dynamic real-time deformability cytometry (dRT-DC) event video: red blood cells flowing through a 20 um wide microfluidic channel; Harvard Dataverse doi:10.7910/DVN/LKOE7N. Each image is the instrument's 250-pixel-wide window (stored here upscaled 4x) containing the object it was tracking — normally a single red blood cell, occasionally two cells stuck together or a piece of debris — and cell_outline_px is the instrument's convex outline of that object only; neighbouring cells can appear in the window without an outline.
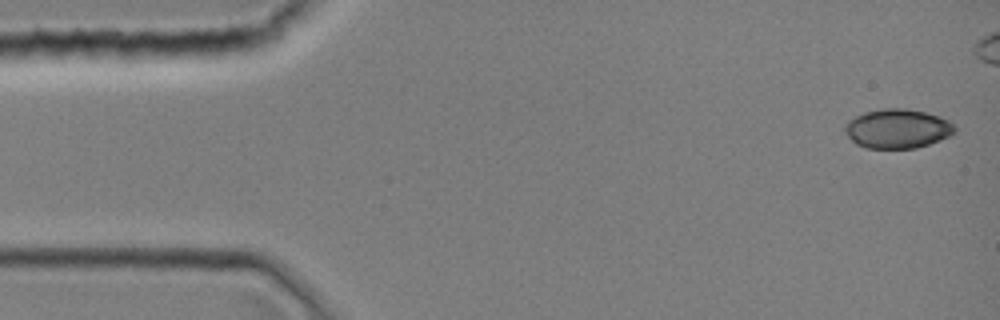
{"species": "common noctule bat (a hibernating species)", "species_latin": "Nyctalus noctula", "temperature_condition": "room temperature", "stored_images_in_passage": 35, "camera_frame_rate_fps": 3000, "um_per_image_px": 0.085, "animal": {"sex": "female", "body_mass_g": 19.0, "forearm_length_mm": 51.5}, "frame": {"image": 1, "passage_image": 1, "time_ms": 0.0, "image_size_px": [1000, 320], "cell_outline_px": [[956, 132], [940, 140], [916, 148], [864, 148], [856, 144], [844, 132], [844, 124], [848, 120], [864, 112], [884, 108], [904, 108], [924, 112], [940, 116], [948, 120], [956, 128]], "centroid_in_image_um": [76.26, 10.93], "position_along_channel_um": 8.7, "area_um2": 25.2}}
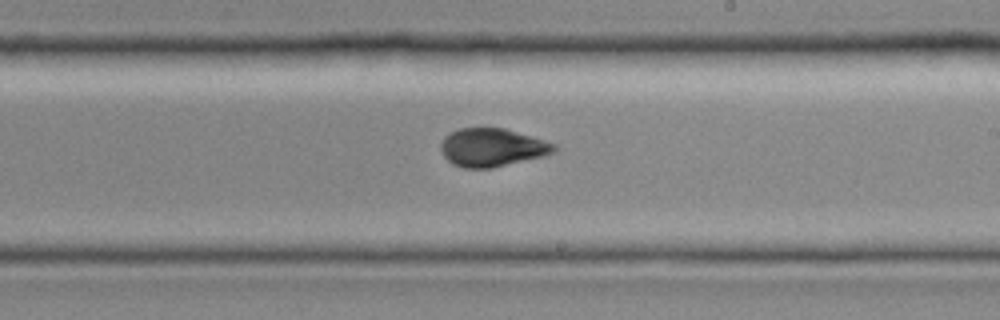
{"frame": {"image": 2, "passage_image": 23, "time_ms": 7.333, "image_size_px": [1000, 320], "cell_outline_px": [[560, 148], [544, 156], [492, 168], [464, 168], [452, 164], [444, 156], [440, 148], [440, 144], [444, 136], [448, 132], [460, 128], [504, 128], [556, 144]], "centroid_in_image_um": [41.8, 12.54], "position_along_channel_um": 247.2, "area_um2": 25.26}}
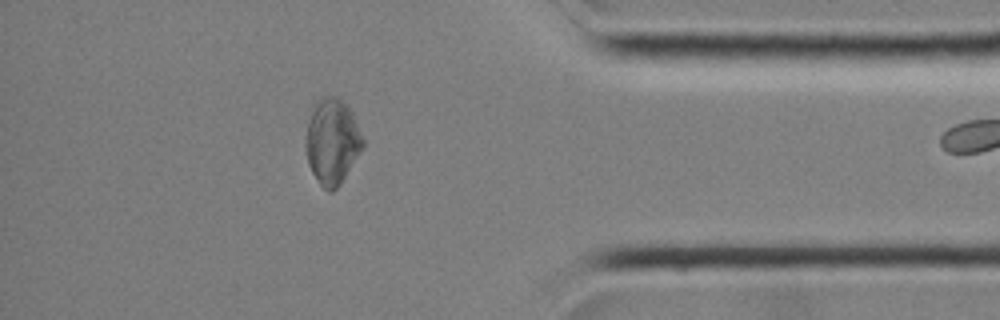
{"frame": {"image": 3, "passage_image": 34, "time_ms": 11.0, "image_size_px": [1000, 320], "cell_outline_px": [[364, 148], [340, 184], [332, 192], [328, 192], [320, 184], [312, 172], [308, 164], [304, 144], [304, 136], [312, 104], [320, 96], [336, 96], [344, 100], [348, 104], [352, 112], [364, 140]], "centroid_in_image_um": [28.21, 11.98], "position_along_channel_um": 407.0, "area_um2": 29.19}}